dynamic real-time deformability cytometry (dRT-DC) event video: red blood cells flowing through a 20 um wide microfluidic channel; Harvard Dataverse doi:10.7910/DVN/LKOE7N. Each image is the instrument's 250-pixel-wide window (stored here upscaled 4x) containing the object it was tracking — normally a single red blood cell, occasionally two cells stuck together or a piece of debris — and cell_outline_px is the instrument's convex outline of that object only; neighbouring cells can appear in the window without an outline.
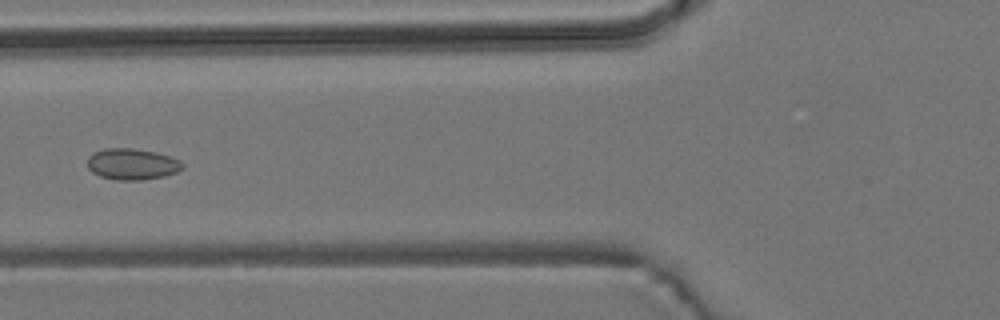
{"species": "common noctule bat (a hibernating species)", "species_latin": "Nyctalus noctula", "temperature_condition": "room temperature", "stored_images_in_passage": 6, "camera_frame_rate_fps": 3000, "um_per_image_px": 0.085, "animal": {"sex": "male", "body_mass_g": 19.2, "forearm_length_mm": 51.8}, "frame": {"image": 1, "passage_image": 5, "time_ms": 4.667, "image_size_px": [1000, 320], "cell_outline_px": [[184, 168], [176, 172], [164, 176], [140, 180], [116, 180], [100, 176], [92, 172], [88, 168], [88, 156], [92, 152], [104, 148], [132, 148], [156, 152], [180, 160], [184, 164]], "centroid_in_image_um": [11.21, 13.94], "position_along_channel_um": 114.6, "area_um2": 17.4}}
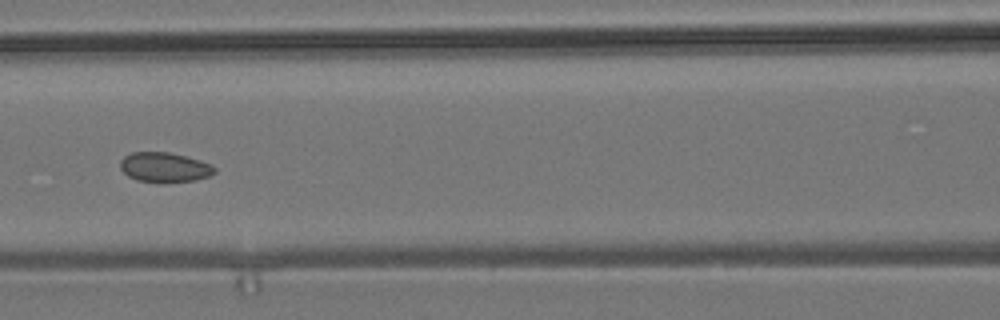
{"frame": {"image": 2, "passage_image": 6, "time_ms": 5.667, "image_size_px": [1000, 320], "cell_outline_px": [[216, 172], [208, 176], [196, 180], [136, 180], [128, 176], [120, 168], [120, 160], [124, 156], [132, 152], [168, 152], [200, 160], [212, 164], [216, 168]], "centroid_in_image_um": [13.98, 14.18], "position_along_channel_um": 152.6, "area_um2": 15.84}}